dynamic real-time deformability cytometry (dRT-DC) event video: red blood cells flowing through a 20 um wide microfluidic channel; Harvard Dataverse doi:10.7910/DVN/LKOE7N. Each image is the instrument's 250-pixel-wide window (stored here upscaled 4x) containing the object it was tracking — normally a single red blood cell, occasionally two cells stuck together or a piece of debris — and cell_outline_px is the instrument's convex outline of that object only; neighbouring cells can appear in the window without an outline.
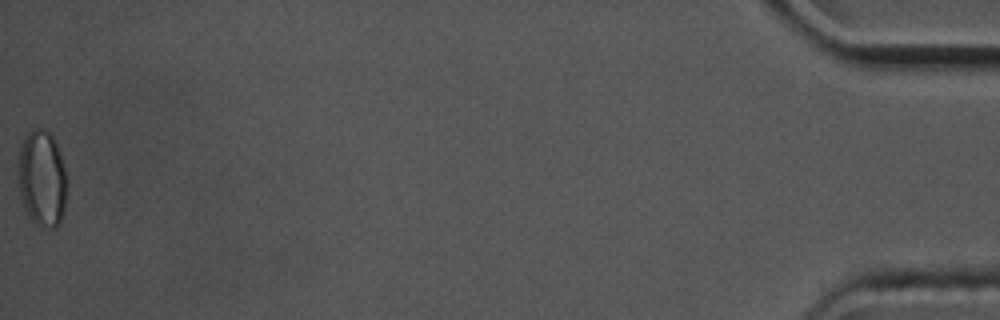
{"species": "common noctule bat (a hibernating species)", "species_latin": "Nyctalus noctula", "temperature_condition": "cold", "stored_images_in_passage": 56, "camera_frame_rate_fps": 3000, "um_per_image_px": 0.085, "animal": {"sex": "male", "body_mass_g": 17.5, "forearm_length_mm": 52.3}, "frame": {"image": 1, "passage_image": 56, "time_ms": 18.333, "image_size_px": [1000, 320], "cell_outline_px": [[68, 196], [64, 212], [56, 228], [52, 228], [36, 224], [28, 216], [24, 208], [20, 196], [16, 172], [16, 164], [20, 148], [28, 132], [32, 128], [44, 128], [52, 132], [56, 140], [60, 152], [68, 184]], "centroid_in_image_um": [3.58, 15.14], "position_along_channel_um": 431.6, "area_um2": 28.5}, "authors_computed_cell_mechanics": {"area_um2": 19.9988, "velocity_mm_per_s": 3.5797, "shape_relaxation_time_tau1_ms": null, "shape_relaxation_time_tau2_ms": 3.2917, "deformation_change_tau1": null, "deformation_change_tau2": 0.0526}}